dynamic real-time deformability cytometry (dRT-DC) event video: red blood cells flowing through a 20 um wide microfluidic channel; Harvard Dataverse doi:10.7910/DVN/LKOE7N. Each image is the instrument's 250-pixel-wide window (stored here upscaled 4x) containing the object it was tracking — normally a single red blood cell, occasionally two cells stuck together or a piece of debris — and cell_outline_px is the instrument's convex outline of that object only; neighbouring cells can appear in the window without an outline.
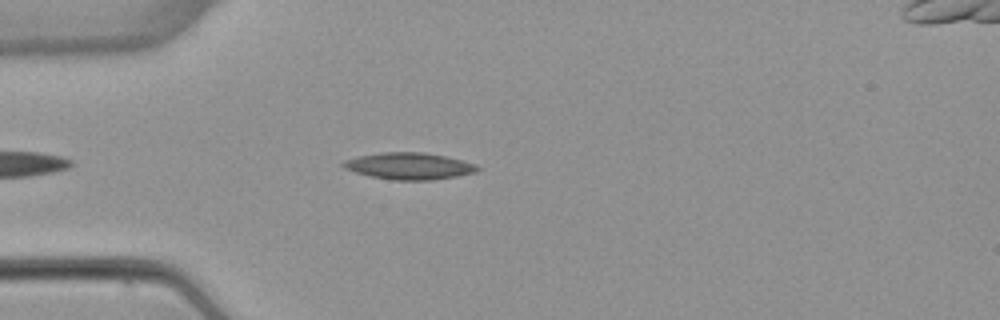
{"species": "common noctule bat (a hibernating species)", "species_latin": "Nyctalus noctula", "temperature_condition": "warm", "stored_images_in_passage": 3, "camera_frame_rate_fps": 3000, "um_per_image_px": 0.085, "animal": {"sex": "female", "body_mass_g": 22.7, "forearm_length_mm": 54.2}, "frame": {"image": 1, "passage_image": 2, "time_ms": 1.333, "image_size_px": [1000, 320], "cell_outline_px": [[480, 168], [476, 172], [456, 176], [432, 180], [392, 180], [372, 176], [356, 172], [344, 168], [340, 164], [344, 160], [360, 156], [380, 152], [424, 152], [444, 156], [476, 164]], "centroid_in_image_um": [34.77, 14.11], "position_along_channel_um": 50.2, "area_um2": 20.75}}